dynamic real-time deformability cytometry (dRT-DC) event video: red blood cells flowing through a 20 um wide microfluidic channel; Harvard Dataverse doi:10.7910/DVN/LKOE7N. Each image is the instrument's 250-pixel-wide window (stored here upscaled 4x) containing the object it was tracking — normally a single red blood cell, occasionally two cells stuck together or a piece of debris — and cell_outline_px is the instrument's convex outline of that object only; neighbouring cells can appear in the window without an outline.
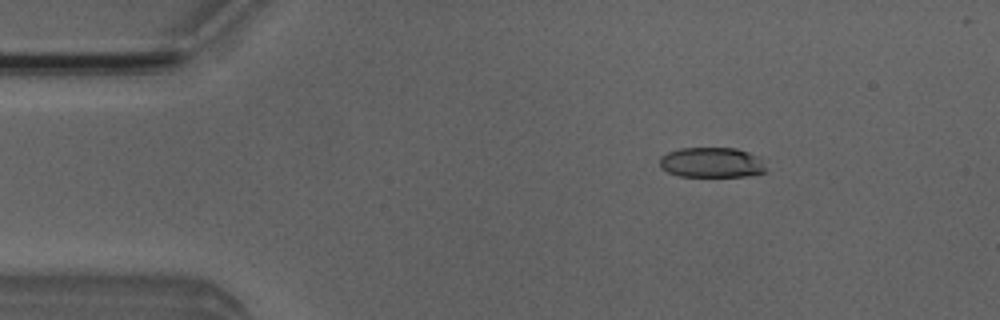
{"species": "Egyptian fruit bat (a non-hibernating species)", "species_latin": "Rousettus aegyptiacus", "temperature_condition": "room temperature", "stored_images_in_passage": 4, "camera_frame_rate_fps": 3000, "um_per_image_px": 0.085, "animal": {"sex": "male"}, "frame": {"image": 1, "passage_image": 2, "time_ms": 1.667, "image_size_px": [1000, 320], "cell_outline_px": [[764, 172], [744, 176], [680, 176], [668, 172], [660, 168], [660, 156], [668, 152], [680, 148], [736, 148], [748, 152], [756, 156], [760, 160], [764, 168]], "centroid_in_image_um": [60.42, 13.8], "position_along_channel_um": 24.6, "area_um2": 18.44}}